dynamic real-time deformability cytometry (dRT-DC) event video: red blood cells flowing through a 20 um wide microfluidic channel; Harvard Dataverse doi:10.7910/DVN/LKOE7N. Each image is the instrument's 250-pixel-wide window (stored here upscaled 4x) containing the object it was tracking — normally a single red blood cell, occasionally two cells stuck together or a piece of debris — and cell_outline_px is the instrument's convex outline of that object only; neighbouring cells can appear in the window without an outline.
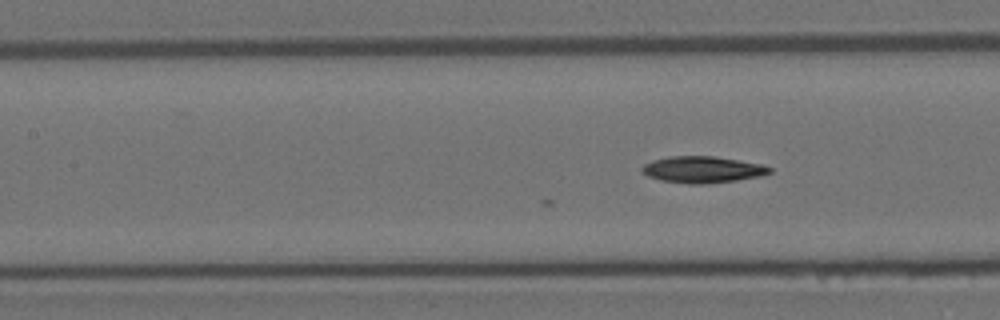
{"species": "Egyptian fruit bat (a non-hibernating species)", "species_latin": "Rousettus aegyptiacus", "temperature_condition": "room temperature", "stored_images_in_passage": 24, "camera_frame_rate_fps": 3000, "um_per_image_px": 0.085, "animal": {"sex": "female"}, "frame": {"image": 1, "passage_image": 24, "time_ms": 7.667, "image_size_px": [1000, 320], "cell_outline_px": [[772, 172], [760, 176], [736, 180], [704, 184], [688, 184], [660, 180], [648, 176], [640, 172], [640, 168], [644, 164], [652, 160], [668, 156], [712, 156], [760, 164], [772, 168]], "centroid_in_image_um": [59.65, 14.41], "position_along_channel_um": 147.7, "area_um2": 19.71}}